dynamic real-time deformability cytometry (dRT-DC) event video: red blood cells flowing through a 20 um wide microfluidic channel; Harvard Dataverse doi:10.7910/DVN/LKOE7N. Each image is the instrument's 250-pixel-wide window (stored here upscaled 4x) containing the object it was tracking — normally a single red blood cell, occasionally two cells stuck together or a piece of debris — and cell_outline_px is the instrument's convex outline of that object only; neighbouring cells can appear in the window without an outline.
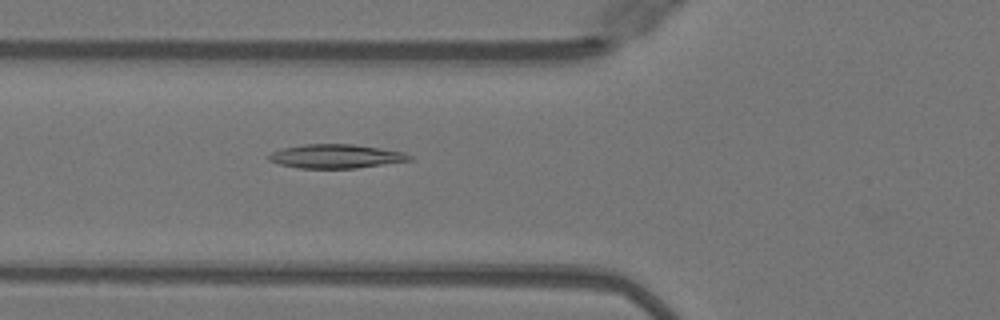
{"species": "Egyptian fruit bat (a non-hibernating species)", "species_latin": "Rousettus aegyptiacus", "temperature_condition": "warm", "stored_images_in_passage": 36, "camera_frame_rate_fps": 3000, "um_per_image_px": 0.085, "animal": {"sex": "female"}, "frame": {"image": 1, "passage_image": 5, "time_ms": 1.333, "image_size_px": [1000, 320], "cell_outline_px": [[412, 160], [356, 168], [296, 168], [280, 164], [268, 160], [268, 156], [272, 152], [284, 148], [304, 144], [352, 144], [380, 148], [404, 152], [412, 156]], "centroid_in_image_um": [28.55, 13.28], "position_along_channel_um": 97.2, "area_um2": 19.48}}
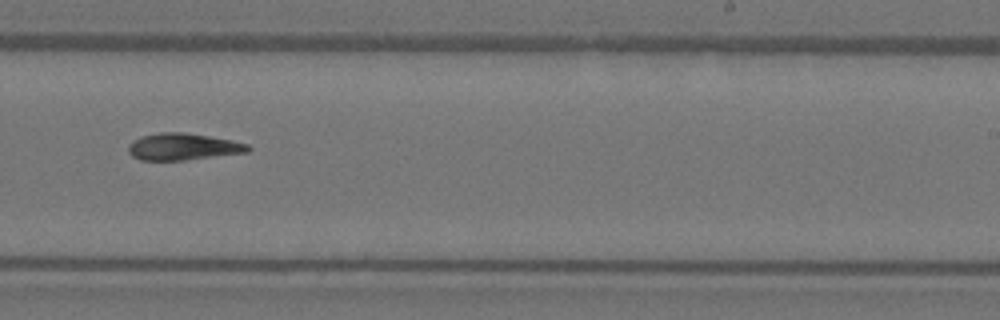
{"frame": {"image": 2, "passage_image": 18, "time_ms": 5.667, "image_size_px": [1000, 320], "cell_outline_px": [[252, 148], [248, 152], [184, 160], [140, 160], [132, 156], [128, 152], [128, 144], [132, 140], [140, 136], [160, 132], [184, 132], [232, 140], [248, 144]], "centroid_in_image_um": [15.52, 12.46], "position_along_channel_um": 273.5, "area_um2": 18.79}}
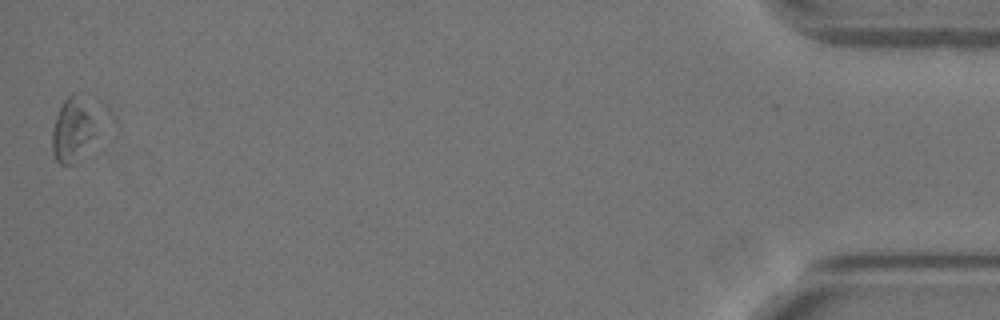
{"frame": {"image": 3, "passage_image": 36, "time_ms": 11.667, "image_size_px": [1000, 320], "cell_outline_px": [[92, 136], [76, 164], [60, 164], [56, 160], [52, 152], [52, 128], [56, 116], [64, 100], [72, 92], [80, 92], [92, 116]], "centroid_in_image_um": [6.08, 11.03], "position_along_channel_um": 429.1, "area_um2": 15.84}}